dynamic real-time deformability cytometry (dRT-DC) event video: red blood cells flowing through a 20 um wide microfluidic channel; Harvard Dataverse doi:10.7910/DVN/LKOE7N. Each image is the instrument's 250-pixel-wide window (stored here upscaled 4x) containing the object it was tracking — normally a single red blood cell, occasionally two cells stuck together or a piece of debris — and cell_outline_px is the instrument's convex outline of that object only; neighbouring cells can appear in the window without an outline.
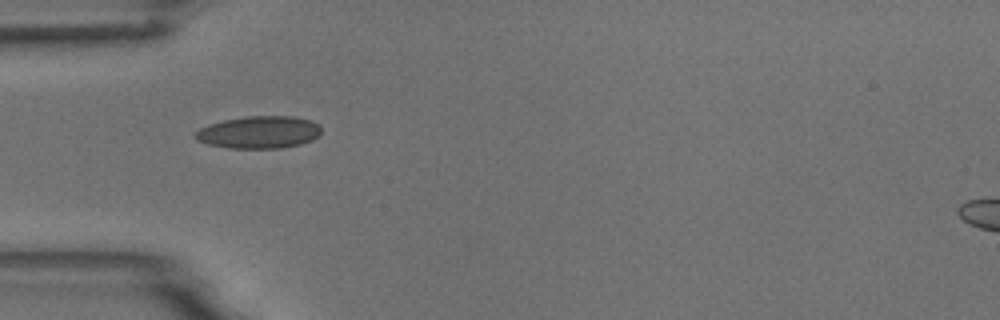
{"species": "common noctule bat (a hibernating species)", "species_latin": "Nyctalus noctula", "temperature_condition": "room temperature", "stored_images_in_passage": 2, "camera_frame_rate_fps": 3000, "um_per_image_px": 0.085, "animal": {"sex": "male", "body_mass_g": 18.8}, "frame": {"image": 1, "passage_image": 1, "time_ms": 0.0, "image_size_px": [1000, 320], "cell_outline_px": [[320, 136], [312, 140], [300, 144], [280, 148], [228, 148], [208, 144], [196, 140], [192, 136], [200, 128], [208, 124], [224, 120], [244, 116], [292, 116], [312, 120], [320, 124]], "centroid_in_image_um": [22.02, 11.23], "position_along_channel_um": 63.0, "area_um2": 23.99}}